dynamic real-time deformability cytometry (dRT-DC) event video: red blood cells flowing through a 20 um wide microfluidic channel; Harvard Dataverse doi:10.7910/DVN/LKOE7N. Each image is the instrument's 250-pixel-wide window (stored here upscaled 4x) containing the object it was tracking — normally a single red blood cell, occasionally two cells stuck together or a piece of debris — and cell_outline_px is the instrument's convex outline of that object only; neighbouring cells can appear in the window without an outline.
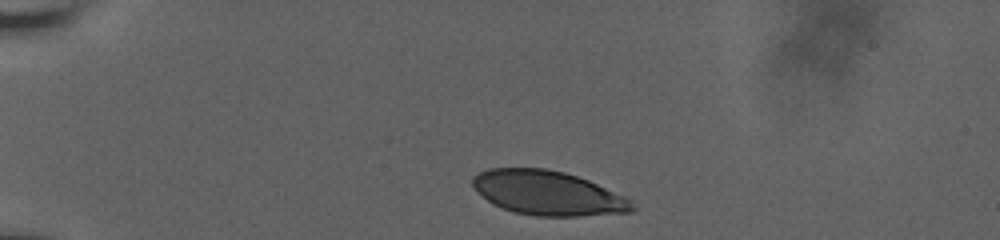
{"species": "human", "species_latin": "Homo sapiens", "temperature_condition": "room temperature", "stored_images_in_passage": 32, "camera_frame_rate_fps": 3000, "um_per_image_px": 0.085, "donor": {"sex": "male"}, "frame": {"image": 1, "passage_image": 1, "time_ms": 0.0, "image_size_px": [1000, 240], "cell_outline_px": [[636, 208], [632, 212], [580, 216], [536, 216], [512, 212], [492, 204], [472, 184], [472, 176], [488, 168], [544, 168], [564, 172], [588, 180], [624, 196], [632, 200]], "centroid_in_image_um": [46.58, 16.41], "position_along_channel_um": 38.4, "area_um2": 41.15}}
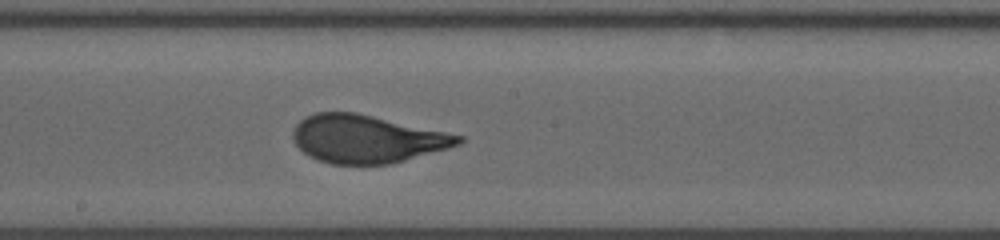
{"frame": {"image": 2, "passage_image": 19, "time_ms": 6.667, "image_size_px": [1000, 240], "cell_outline_px": [[464, 140], [460, 144], [448, 148], [392, 164], [332, 164], [316, 160], [308, 156], [296, 144], [292, 136], [292, 132], [296, 124], [304, 116], [316, 112], [356, 112], [464, 136]], "centroid_in_image_um": [31.15, 11.81], "position_along_channel_um": 217.0, "area_um2": 46.24}}
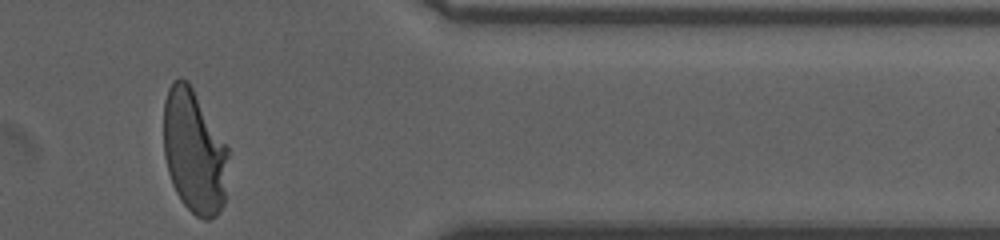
{"frame": {"image": 3, "passage_image": 32, "time_ms": 12.0, "image_size_px": [1000, 240], "cell_outline_px": [[228, 156], [224, 204], [216, 216], [208, 220], [204, 220], [196, 216], [180, 200], [172, 184], [168, 172], [164, 156], [164, 100], [168, 88], [172, 80], [180, 76], [188, 80], [228, 144]], "centroid_in_image_um": [16.51, 12.85], "position_along_channel_um": 394.9, "area_um2": 47.4}, "authors_computed_cell_mechanics": {"area_um2": 45.8932, "velocity_mm_per_s": 3.6298, "shape_relaxation_time_tau1_ms": 4.8158, "shape_relaxation_time_tau2_ms": null, "deformation_change_tau1": 0.1987, "deformation_change_tau2": null}}